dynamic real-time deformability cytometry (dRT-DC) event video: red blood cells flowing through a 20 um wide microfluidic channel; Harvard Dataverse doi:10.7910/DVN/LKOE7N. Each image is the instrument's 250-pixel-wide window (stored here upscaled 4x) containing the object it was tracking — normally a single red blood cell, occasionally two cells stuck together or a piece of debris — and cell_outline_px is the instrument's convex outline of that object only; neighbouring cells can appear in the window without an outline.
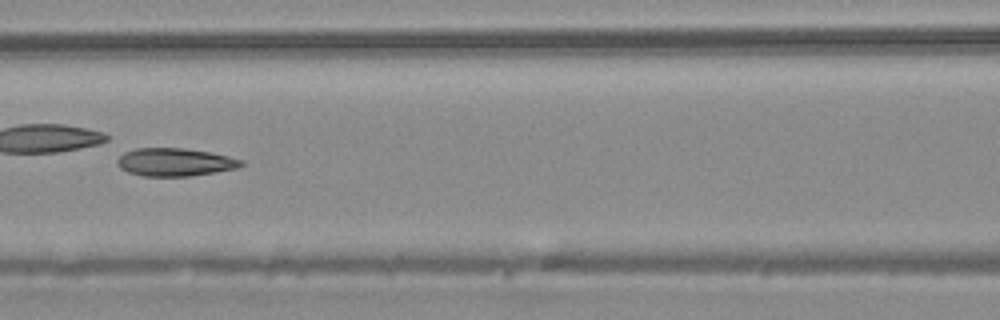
{"species": "common noctule bat (a hibernating species)", "species_latin": "Nyctalus noctula", "temperature_condition": "warm", "stored_images_in_passage": 47, "camera_frame_rate_fps": 3000, "um_per_image_px": 0.085, "animal": {"sex": "male", "body_mass_g": 20.4}, "frame": {"image": 1, "passage_image": 21, "time_ms": 6.667, "image_size_px": [1000, 320], "cell_outline_px": [[244, 164], [240, 168], [188, 176], [140, 176], [128, 172], [120, 168], [116, 164], [116, 160], [124, 152], [136, 148], [184, 148], [212, 152], [244, 160]], "centroid_in_image_um": [14.87, 13.78], "position_along_channel_um": 151.7, "area_um2": 20.4}}
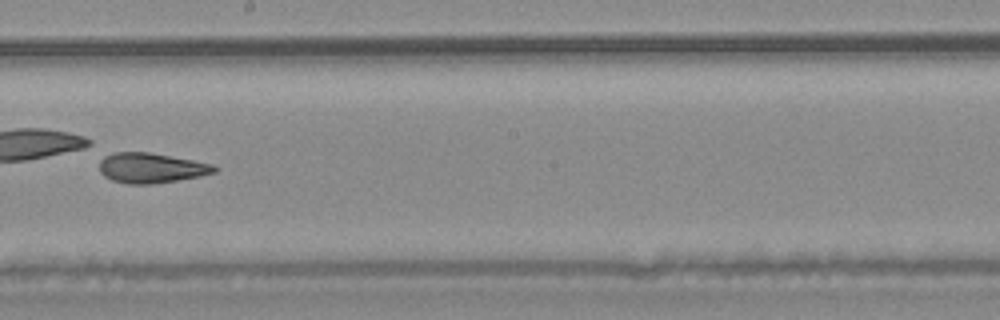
{"frame": {"image": 2, "passage_image": 27, "time_ms": 8.667, "image_size_px": [1000, 320], "cell_outline_px": [[220, 168], [216, 172], [200, 176], [152, 184], [128, 184], [112, 180], [104, 176], [100, 172], [100, 152], [148, 152], [192, 160], [212, 164]], "centroid_in_image_um": [12.78, 14.26], "position_along_channel_um": 235.4, "area_um2": 20.4}}